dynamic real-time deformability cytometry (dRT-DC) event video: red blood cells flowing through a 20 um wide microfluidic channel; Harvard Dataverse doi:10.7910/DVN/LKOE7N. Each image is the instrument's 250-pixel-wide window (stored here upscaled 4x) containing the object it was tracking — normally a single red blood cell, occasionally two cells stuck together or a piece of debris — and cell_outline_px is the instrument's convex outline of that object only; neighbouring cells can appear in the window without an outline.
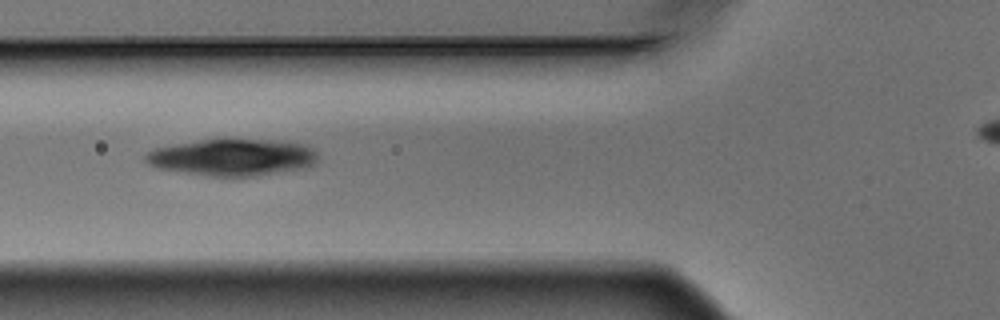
{"species": "Egyptian fruit bat (a non-hibernating species)", "species_latin": "Rousettus aegyptiacus", "temperature_condition": "warm", "stored_images_in_passage": 14, "segment_of_instrument_passage": [2, 2], "camera_frame_rate_fps": 3000, "um_per_image_px": 0.085, "animal": {"sex": "male"}, "frame": {"image": 1, "passage_image": 6, "time_ms": 1.667, "image_size_px": [1000, 320], "cell_outline_px": [[320, 160], [316, 164], [304, 168], [256, 176], [208, 176], [156, 168], [148, 164], [144, 160], [144, 156], [148, 152], [156, 148], [176, 144], [204, 140], [272, 140], [304, 144], [312, 148], [320, 156]], "centroid_in_image_um": [19.8, 13.39], "position_along_channel_um": 106.0, "area_um2": 36.88}}
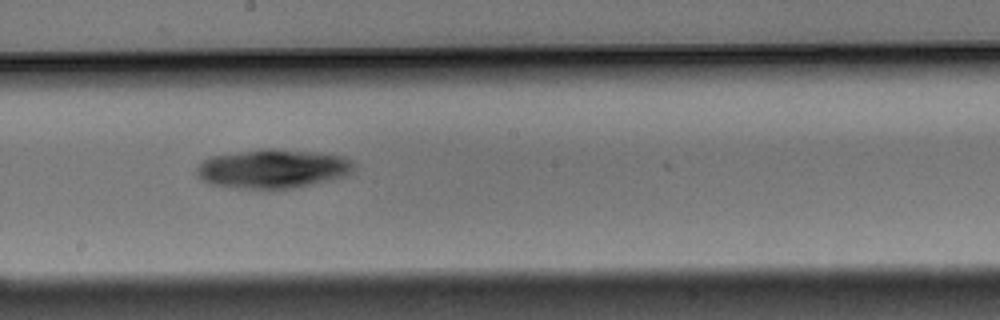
{"frame": {"image": 2, "passage_image": 9, "time_ms": 2.667, "image_size_px": [1000, 320], "cell_outline_px": [[356, 168], [348, 176], [332, 180], [292, 188], [268, 192], [236, 188], [208, 184], [200, 180], [196, 176], [196, 168], [208, 156], [264, 148], [272, 148], [316, 152], [344, 156], [356, 164]], "centroid_in_image_um": [23.18, 14.37], "position_along_channel_um": 225.0, "area_um2": 37.05}}
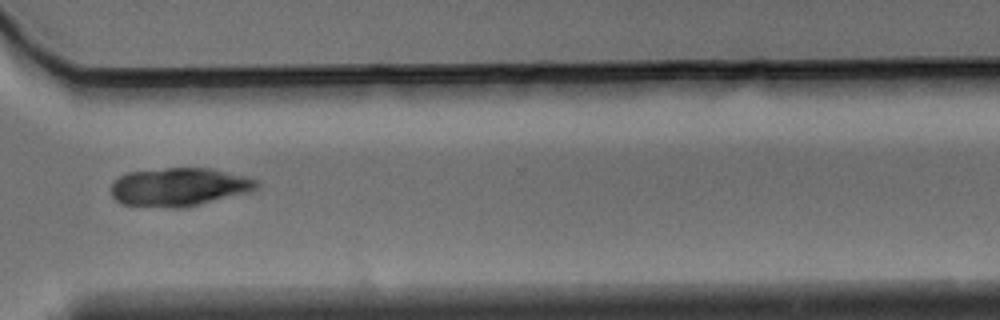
{"frame": {"image": 3, "passage_image": 12, "time_ms": 3.667, "image_size_px": [1000, 320], "cell_outline_px": [[260, 184], [256, 188], [248, 192], [200, 204], [180, 208], [172, 208], [120, 204], [112, 196], [112, 184], [120, 176], [128, 172], [168, 168], [212, 168], [244, 176], [256, 180]], "centroid_in_image_um": [15.21, 15.89], "position_along_channel_um": 355.4, "area_um2": 32.31}}